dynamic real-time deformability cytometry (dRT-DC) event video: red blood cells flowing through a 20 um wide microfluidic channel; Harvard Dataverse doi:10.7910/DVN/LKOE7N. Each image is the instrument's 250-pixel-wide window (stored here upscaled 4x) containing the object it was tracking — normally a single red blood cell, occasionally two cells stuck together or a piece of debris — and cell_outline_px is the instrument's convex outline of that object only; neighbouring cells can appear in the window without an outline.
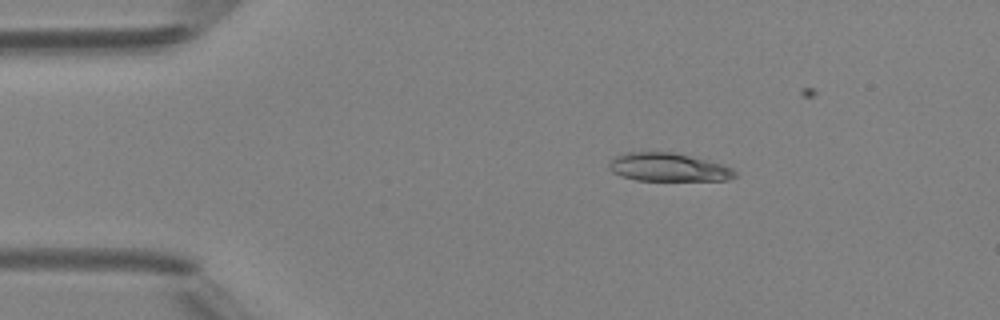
{"species": "Egyptian fruit bat (a non-hibernating species)", "species_latin": "Rousettus aegyptiacus", "temperature_condition": "room temperature", "stored_images_in_passage": 5, "camera_frame_rate_fps": 3000, "um_per_image_px": 0.085, "animal": {"sex": "female"}, "frame": {"image": 1, "passage_image": 2, "time_ms": 1.0, "image_size_px": [1000, 320], "cell_outline_px": [[736, 176], [728, 180], [636, 180], [620, 176], [612, 172], [608, 168], [608, 164], [616, 156], [624, 152], [672, 152], [720, 164], [732, 168], [736, 172]], "centroid_in_image_um": [56.75, 14.22], "position_along_channel_um": 28.3, "area_um2": 20.52}}
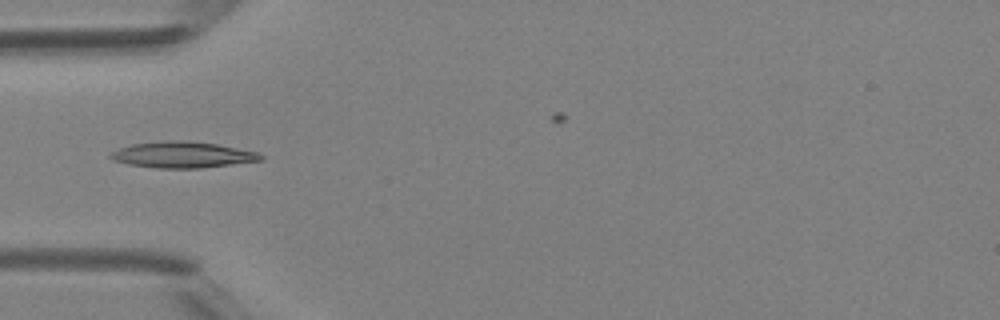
{"frame": {"image": 2, "passage_image": 4, "time_ms": 3.333, "image_size_px": [1000, 320], "cell_outline_px": [[264, 160], [200, 168], [156, 168], [128, 164], [112, 160], [108, 156], [112, 152], [120, 148], [132, 144], [168, 140], [188, 140], [216, 144], [256, 152], [264, 156]], "centroid_in_image_um": [15.5, 13.15], "position_along_channel_um": 69.5, "area_um2": 22.77}}